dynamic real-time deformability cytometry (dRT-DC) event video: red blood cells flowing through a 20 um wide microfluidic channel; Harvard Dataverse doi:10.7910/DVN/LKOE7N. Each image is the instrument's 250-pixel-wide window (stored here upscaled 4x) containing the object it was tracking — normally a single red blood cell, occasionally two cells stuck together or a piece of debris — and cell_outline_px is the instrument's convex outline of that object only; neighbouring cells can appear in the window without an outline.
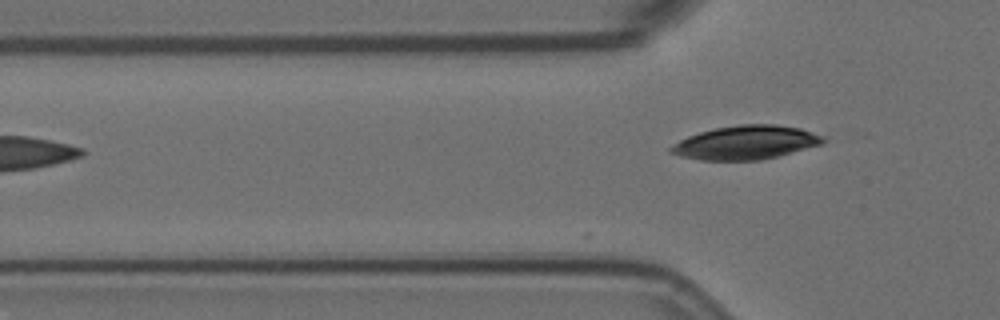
{"species": "Egyptian fruit bat (a non-hibernating species)", "species_latin": "Rousettus aegyptiacus", "temperature_condition": "room temperature", "stored_images_in_passage": 3, "camera_frame_rate_fps": 3000, "um_per_image_px": 0.085, "animal": {"sex": "female"}, "frame": {"image": 1, "passage_image": 3, "time_ms": 0.667, "image_size_px": [1000, 320], "cell_outline_px": [[828, 140], [824, 144], [760, 160], [700, 160], [680, 156], [668, 152], [668, 148], [680, 140], [688, 136], [700, 132], [716, 128], [740, 124], [776, 124], [800, 128], [824, 136]], "centroid_in_image_um": [63.41, 12.11], "position_along_channel_um": 62.4, "area_um2": 30.0}}